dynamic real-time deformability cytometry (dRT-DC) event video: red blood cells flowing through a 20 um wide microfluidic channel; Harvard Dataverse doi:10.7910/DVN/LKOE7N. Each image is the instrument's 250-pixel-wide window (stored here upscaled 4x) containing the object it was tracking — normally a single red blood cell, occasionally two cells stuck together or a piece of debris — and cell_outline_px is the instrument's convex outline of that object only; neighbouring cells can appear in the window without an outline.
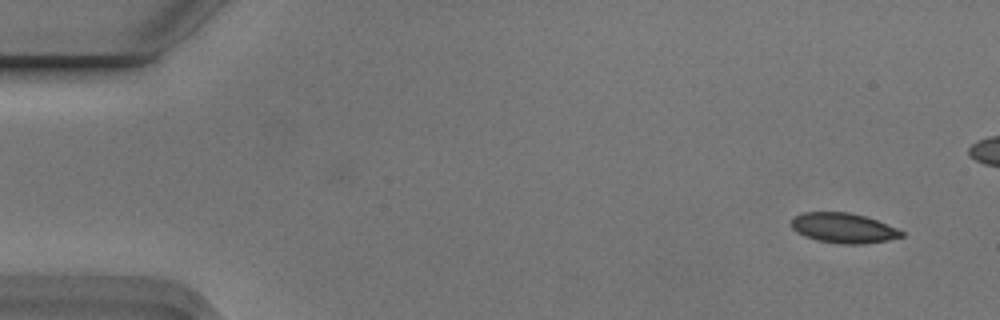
{"species": "Egyptian fruit bat (a non-hibernating species)", "species_latin": "Rousettus aegyptiacus", "temperature_condition": "cold", "stored_images_in_passage": 5, "camera_frame_rate_fps": 3000, "um_per_image_px": 0.085, "animal": {"sex": "male"}, "frame": {"image": 1, "passage_image": 1, "time_ms": 0.0, "image_size_px": [1000, 320], "cell_outline_px": [[904, 236], [888, 240], [864, 244], [840, 244], [816, 240], [804, 236], [796, 232], [792, 228], [792, 216], [804, 212], [848, 212], [864, 216], [876, 220], [896, 228], [904, 232]], "centroid_in_image_um": [71.67, 19.38], "position_along_channel_um": 13.3, "area_um2": 19.31}}